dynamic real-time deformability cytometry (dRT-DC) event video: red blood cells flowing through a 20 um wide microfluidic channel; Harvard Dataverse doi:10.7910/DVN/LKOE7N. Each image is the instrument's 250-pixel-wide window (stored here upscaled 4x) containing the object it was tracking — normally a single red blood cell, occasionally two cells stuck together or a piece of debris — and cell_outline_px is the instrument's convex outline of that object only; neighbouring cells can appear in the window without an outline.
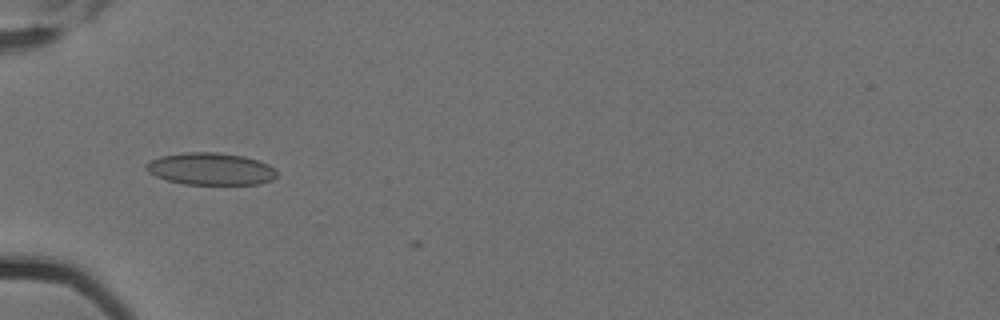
{"species": "Egyptian fruit bat (a non-hibernating species)", "species_latin": "Rousettus aegyptiacus", "temperature_condition": "cold", "stored_images_in_passage": 6, "camera_frame_rate_fps": 3000, "um_per_image_px": 0.085, "animal": {"sex": "female"}, "frame": {"image": 1, "passage_image": 5, "time_ms": 1.333, "image_size_px": [1000, 320], "cell_outline_px": [[276, 176], [272, 180], [260, 184], [184, 184], [168, 180], [156, 176], [148, 172], [144, 168], [144, 164], [148, 160], [160, 156], [184, 152], [216, 152], [244, 156], [268, 164], [276, 172]], "centroid_in_image_um": [17.85, 14.35], "position_along_channel_um": 67.1, "area_um2": 24.57}}